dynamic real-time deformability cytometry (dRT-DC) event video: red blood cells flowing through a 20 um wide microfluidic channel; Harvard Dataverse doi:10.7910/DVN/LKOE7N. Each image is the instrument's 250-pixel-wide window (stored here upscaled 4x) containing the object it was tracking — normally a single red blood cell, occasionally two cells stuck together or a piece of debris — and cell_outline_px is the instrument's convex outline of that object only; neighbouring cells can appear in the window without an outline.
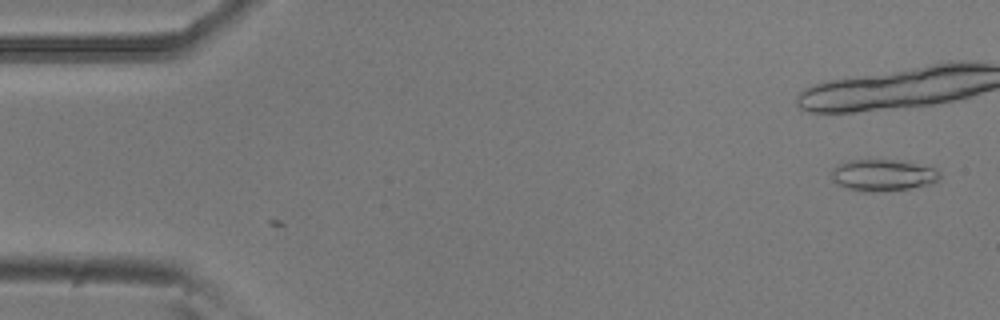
{"species": "common noctule bat (a hibernating species)", "species_latin": "Nyctalus noctula", "temperature_condition": "room temperature", "stored_images_in_passage": 3, "camera_frame_rate_fps": 3000, "um_per_image_px": 0.085, "animal": {"sex": "male", "body_mass_g": 20.5, "forearm_length_mm": 52.5}, "frame": {"image": 1, "passage_image": 3, "time_ms": 0.667, "image_size_px": [1000, 320], "cell_outline_px": [[940, 176], [936, 180], [928, 184], [908, 188], [872, 192], [864, 192], [848, 188], [840, 184], [832, 176], [832, 168], [840, 164], [852, 160], [892, 160], [936, 168], [940, 172]], "centroid_in_image_um": [75.05, 14.89], "position_along_channel_um": 10.0, "area_um2": 19.25}}